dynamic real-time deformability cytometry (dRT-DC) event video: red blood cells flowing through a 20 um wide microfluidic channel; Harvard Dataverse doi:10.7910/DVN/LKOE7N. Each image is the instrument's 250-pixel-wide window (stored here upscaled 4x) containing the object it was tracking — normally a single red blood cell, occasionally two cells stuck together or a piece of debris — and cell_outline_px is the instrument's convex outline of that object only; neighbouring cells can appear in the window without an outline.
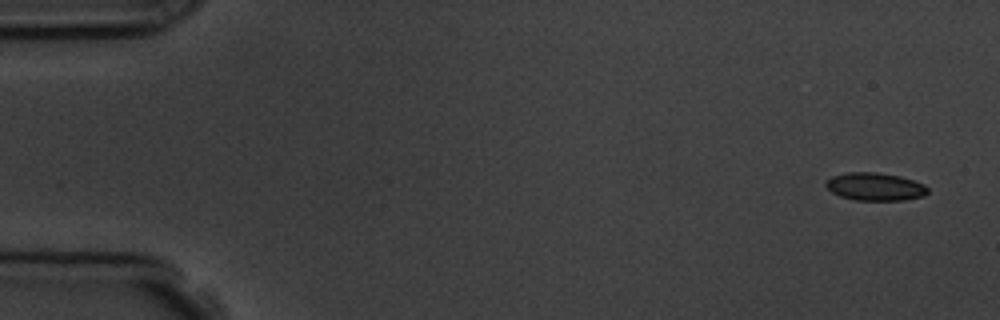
{"species": "common noctule bat (a hibernating species)", "species_latin": "Nyctalus noctula", "temperature_condition": "room temperature", "stored_images_in_passage": 5, "segment_of_instrument_passage": [1, 2], "camera_frame_rate_fps": 3000, "um_per_image_px": 0.085, "animal": {"sex": "male", "body_mass_g": 19.5, "forearm_length_mm": 54.6}, "frame": {"image": 1, "passage_image": 1, "time_ms": 0.0, "image_size_px": [1000, 320], "cell_outline_px": [[928, 192], [924, 196], [904, 200], [856, 200], [840, 196], [832, 192], [824, 184], [832, 176], [848, 172], [876, 172], [900, 176], [924, 184], [928, 188]], "centroid_in_image_um": [74.39, 15.86], "position_along_channel_um": 10.6, "area_um2": 16.47}}
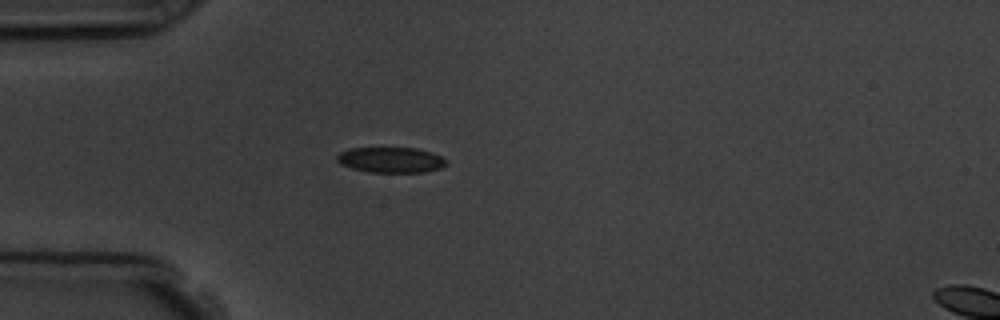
{"frame": {"image": 2, "passage_image": 4, "time_ms": 4.333, "image_size_px": [1000, 320], "cell_outline_px": [[448, 160], [440, 168], [424, 172], [368, 172], [352, 168], [340, 164], [336, 160], [336, 156], [340, 152], [348, 148], [416, 148], [432, 152]], "centroid_in_image_um": [33.19, 13.59], "position_along_channel_um": 51.8, "area_um2": 16.24}}